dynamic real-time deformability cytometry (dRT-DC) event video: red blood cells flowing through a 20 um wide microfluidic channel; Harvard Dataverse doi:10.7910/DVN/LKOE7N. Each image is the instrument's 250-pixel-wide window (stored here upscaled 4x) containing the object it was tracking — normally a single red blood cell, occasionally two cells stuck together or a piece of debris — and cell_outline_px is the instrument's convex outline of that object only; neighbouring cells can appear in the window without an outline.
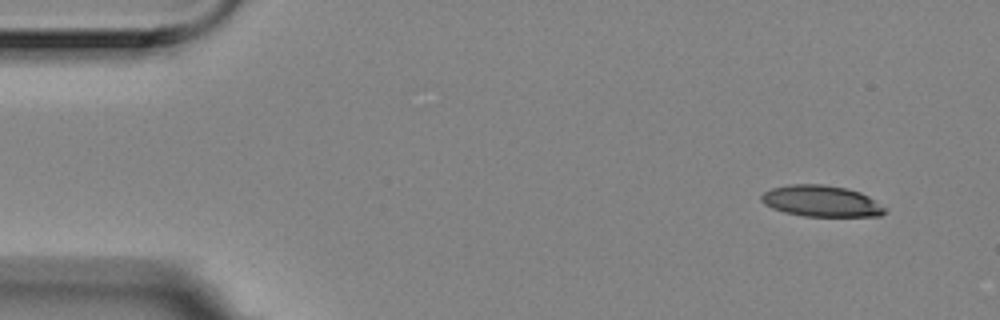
{"species": "Egyptian fruit bat (a non-hibernating species)", "species_latin": "Rousettus aegyptiacus", "temperature_condition": "room temperature", "stored_images_in_passage": 4, "camera_frame_rate_fps": 3000, "um_per_image_px": 0.085, "animal": {"sex": "female"}, "frame": {"image": 1, "passage_image": 1, "time_ms": 0.0, "image_size_px": [1000, 320], "cell_outline_px": [[884, 212], [880, 216], [804, 216], [784, 212], [772, 208], [764, 204], [760, 200], [760, 196], [764, 192], [772, 188], [788, 184], [820, 184], [848, 188], [860, 192], [868, 196], [884, 208]], "centroid_in_image_um": [69.75, 17.08], "position_along_channel_um": 15.2, "area_um2": 22.37}}
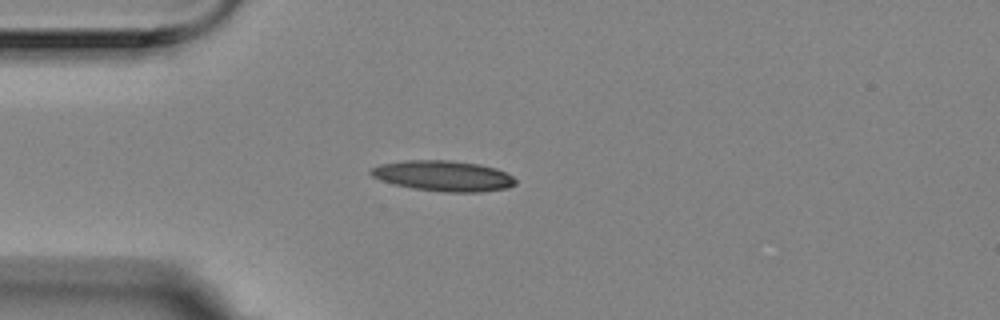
{"frame": {"image": 2, "passage_image": 4, "time_ms": 1.0, "image_size_px": [1000, 320], "cell_outline_px": [[516, 184], [508, 188], [480, 192], [448, 192], [412, 188], [396, 184], [372, 176], [368, 172], [372, 168], [380, 164], [404, 160], [452, 160], [480, 164], [496, 168], [512, 176], [516, 180]], "centroid_in_image_um": [37.71, 14.94], "position_along_channel_um": 47.3, "area_um2": 25.66}}